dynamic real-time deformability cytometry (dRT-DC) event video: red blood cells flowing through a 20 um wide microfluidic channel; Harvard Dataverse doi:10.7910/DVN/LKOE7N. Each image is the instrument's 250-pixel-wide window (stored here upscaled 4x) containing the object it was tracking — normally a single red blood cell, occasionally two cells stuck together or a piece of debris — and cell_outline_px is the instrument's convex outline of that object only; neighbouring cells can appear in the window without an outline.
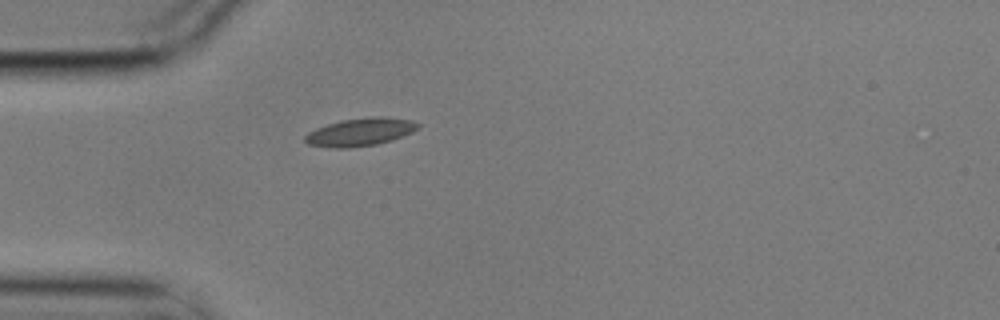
{"species": "common noctule bat (a hibernating species)", "species_latin": "Nyctalus noctula", "temperature_condition": "cold", "stored_images_in_passage": 1, "camera_frame_rate_fps": 3000, "um_per_image_px": 0.085, "animal": {"sex": "male", "body_mass_g": 17.9}, "frame": {"image": 1, "passage_image": 1, "time_ms": 0.0, "image_size_px": [1000, 320], "cell_outline_px": [[420, 124], [412, 132], [404, 136], [392, 140], [376, 144], [348, 148], [332, 148], [308, 144], [304, 140], [304, 136], [308, 132], [316, 128], [340, 120], [380, 116], [412, 120]], "centroid_in_image_um": [30.6, 11.23], "position_along_channel_um": 54.4, "area_um2": 18.26}}